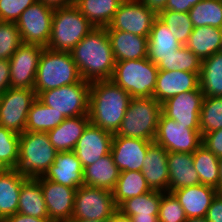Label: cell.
I'll list each match as a JSON object with an SVG mask.
<instances>
[{"label":"cell","instance_id":"7bdbcfd3","mask_svg":"<svg viewBox=\"0 0 222 222\" xmlns=\"http://www.w3.org/2000/svg\"><path fill=\"white\" fill-rule=\"evenodd\" d=\"M186 215L176 197L170 192H161V202L158 213L159 222H185Z\"/></svg>","mask_w":222,"mask_h":222},{"label":"cell","instance_id":"680465c9","mask_svg":"<svg viewBox=\"0 0 222 222\" xmlns=\"http://www.w3.org/2000/svg\"><path fill=\"white\" fill-rule=\"evenodd\" d=\"M9 168L0 161V175L4 174Z\"/></svg>","mask_w":222,"mask_h":222},{"label":"cell","instance_id":"9a60e30c","mask_svg":"<svg viewBox=\"0 0 222 222\" xmlns=\"http://www.w3.org/2000/svg\"><path fill=\"white\" fill-rule=\"evenodd\" d=\"M203 98L200 88L183 92L163 102L161 112L178 124L186 125V128L200 130L199 118Z\"/></svg>","mask_w":222,"mask_h":222},{"label":"cell","instance_id":"7c38bea8","mask_svg":"<svg viewBox=\"0 0 222 222\" xmlns=\"http://www.w3.org/2000/svg\"><path fill=\"white\" fill-rule=\"evenodd\" d=\"M154 142L167 152L194 153L202 145V135L161 112Z\"/></svg>","mask_w":222,"mask_h":222},{"label":"cell","instance_id":"603a6c76","mask_svg":"<svg viewBox=\"0 0 222 222\" xmlns=\"http://www.w3.org/2000/svg\"><path fill=\"white\" fill-rule=\"evenodd\" d=\"M115 62L148 56V38L125 31L107 30Z\"/></svg>","mask_w":222,"mask_h":222},{"label":"cell","instance_id":"52a82bcc","mask_svg":"<svg viewBox=\"0 0 222 222\" xmlns=\"http://www.w3.org/2000/svg\"><path fill=\"white\" fill-rule=\"evenodd\" d=\"M159 69L148 58L115 62L111 80L132 98L153 97Z\"/></svg>","mask_w":222,"mask_h":222},{"label":"cell","instance_id":"4316f807","mask_svg":"<svg viewBox=\"0 0 222 222\" xmlns=\"http://www.w3.org/2000/svg\"><path fill=\"white\" fill-rule=\"evenodd\" d=\"M120 171L109 153L83 170L84 185L113 191Z\"/></svg>","mask_w":222,"mask_h":222},{"label":"cell","instance_id":"d6986e66","mask_svg":"<svg viewBox=\"0 0 222 222\" xmlns=\"http://www.w3.org/2000/svg\"><path fill=\"white\" fill-rule=\"evenodd\" d=\"M200 73L159 70L153 98L159 103L177 94L200 88Z\"/></svg>","mask_w":222,"mask_h":222},{"label":"cell","instance_id":"816d5d0a","mask_svg":"<svg viewBox=\"0 0 222 222\" xmlns=\"http://www.w3.org/2000/svg\"><path fill=\"white\" fill-rule=\"evenodd\" d=\"M43 2L45 5L56 9L61 7H66L74 4V0H38Z\"/></svg>","mask_w":222,"mask_h":222},{"label":"cell","instance_id":"4fadbf2b","mask_svg":"<svg viewBox=\"0 0 222 222\" xmlns=\"http://www.w3.org/2000/svg\"><path fill=\"white\" fill-rule=\"evenodd\" d=\"M157 14L139 0L123 1L113 16L107 30L129 32L142 37H149Z\"/></svg>","mask_w":222,"mask_h":222},{"label":"cell","instance_id":"681fc988","mask_svg":"<svg viewBox=\"0 0 222 222\" xmlns=\"http://www.w3.org/2000/svg\"><path fill=\"white\" fill-rule=\"evenodd\" d=\"M4 222H52L49 218H36L21 213H15L7 217Z\"/></svg>","mask_w":222,"mask_h":222},{"label":"cell","instance_id":"6da1fadb","mask_svg":"<svg viewBox=\"0 0 222 222\" xmlns=\"http://www.w3.org/2000/svg\"><path fill=\"white\" fill-rule=\"evenodd\" d=\"M70 54L84 81L111 79L115 60L106 28H94Z\"/></svg>","mask_w":222,"mask_h":222},{"label":"cell","instance_id":"e0dca14e","mask_svg":"<svg viewBox=\"0 0 222 222\" xmlns=\"http://www.w3.org/2000/svg\"><path fill=\"white\" fill-rule=\"evenodd\" d=\"M153 142L113 135L110 154L119 171H141L147 149Z\"/></svg>","mask_w":222,"mask_h":222},{"label":"cell","instance_id":"e575fe53","mask_svg":"<svg viewBox=\"0 0 222 222\" xmlns=\"http://www.w3.org/2000/svg\"><path fill=\"white\" fill-rule=\"evenodd\" d=\"M192 155L200 184L214 187L220 193L219 158L204 145H201Z\"/></svg>","mask_w":222,"mask_h":222},{"label":"cell","instance_id":"f907efd6","mask_svg":"<svg viewBox=\"0 0 222 222\" xmlns=\"http://www.w3.org/2000/svg\"><path fill=\"white\" fill-rule=\"evenodd\" d=\"M141 1L147 8L154 11L156 14L165 10L167 0H139Z\"/></svg>","mask_w":222,"mask_h":222},{"label":"cell","instance_id":"f35d334b","mask_svg":"<svg viewBox=\"0 0 222 222\" xmlns=\"http://www.w3.org/2000/svg\"><path fill=\"white\" fill-rule=\"evenodd\" d=\"M199 127L201 135L222 128V97L203 98Z\"/></svg>","mask_w":222,"mask_h":222},{"label":"cell","instance_id":"30bf717a","mask_svg":"<svg viewBox=\"0 0 222 222\" xmlns=\"http://www.w3.org/2000/svg\"><path fill=\"white\" fill-rule=\"evenodd\" d=\"M36 98L34 89L8 88L0 96V126L22 134L27 124V114Z\"/></svg>","mask_w":222,"mask_h":222},{"label":"cell","instance_id":"7a4b0ae2","mask_svg":"<svg viewBox=\"0 0 222 222\" xmlns=\"http://www.w3.org/2000/svg\"><path fill=\"white\" fill-rule=\"evenodd\" d=\"M131 96L111 79L90 83L89 120L115 134L127 111Z\"/></svg>","mask_w":222,"mask_h":222},{"label":"cell","instance_id":"7dc6e473","mask_svg":"<svg viewBox=\"0 0 222 222\" xmlns=\"http://www.w3.org/2000/svg\"><path fill=\"white\" fill-rule=\"evenodd\" d=\"M200 1L202 0H167L165 10L188 13Z\"/></svg>","mask_w":222,"mask_h":222},{"label":"cell","instance_id":"5b68a950","mask_svg":"<svg viewBox=\"0 0 222 222\" xmlns=\"http://www.w3.org/2000/svg\"><path fill=\"white\" fill-rule=\"evenodd\" d=\"M94 28L74 4L56 8L50 39L45 48L56 52H70Z\"/></svg>","mask_w":222,"mask_h":222},{"label":"cell","instance_id":"f1b7e54d","mask_svg":"<svg viewBox=\"0 0 222 222\" xmlns=\"http://www.w3.org/2000/svg\"><path fill=\"white\" fill-rule=\"evenodd\" d=\"M185 46L204 60L222 51V29L212 26L193 28Z\"/></svg>","mask_w":222,"mask_h":222},{"label":"cell","instance_id":"db71d44e","mask_svg":"<svg viewBox=\"0 0 222 222\" xmlns=\"http://www.w3.org/2000/svg\"><path fill=\"white\" fill-rule=\"evenodd\" d=\"M132 222H159L158 216H130Z\"/></svg>","mask_w":222,"mask_h":222},{"label":"cell","instance_id":"d6a6232c","mask_svg":"<svg viewBox=\"0 0 222 222\" xmlns=\"http://www.w3.org/2000/svg\"><path fill=\"white\" fill-rule=\"evenodd\" d=\"M66 118L53 108L46 106L36 98L27 114L25 131L48 132L62 123Z\"/></svg>","mask_w":222,"mask_h":222},{"label":"cell","instance_id":"8d00e7d4","mask_svg":"<svg viewBox=\"0 0 222 222\" xmlns=\"http://www.w3.org/2000/svg\"><path fill=\"white\" fill-rule=\"evenodd\" d=\"M188 13L194 28L202 26L222 28V0H202Z\"/></svg>","mask_w":222,"mask_h":222},{"label":"cell","instance_id":"484cf974","mask_svg":"<svg viewBox=\"0 0 222 222\" xmlns=\"http://www.w3.org/2000/svg\"><path fill=\"white\" fill-rule=\"evenodd\" d=\"M181 46L167 25L156 18L148 37L147 58L157 65L162 57H169Z\"/></svg>","mask_w":222,"mask_h":222},{"label":"cell","instance_id":"836d02e7","mask_svg":"<svg viewBox=\"0 0 222 222\" xmlns=\"http://www.w3.org/2000/svg\"><path fill=\"white\" fill-rule=\"evenodd\" d=\"M149 191L151 189L141 171H122L112 191V195L118 207L123 201Z\"/></svg>","mask_w":222,"mask_h":222},{"label":"cell","instance_id":"1f68e13d","mask_svg":"<svg viewBox=\"0 0 222 222\" xmlns=\"http://www.w3.org/2000/svg\"><path fill=\"white\" fill-rule=\"evenodd\" d=\"M199 79L204 97H222V51L202 60Z\"/></svg>","mask_w":222,"mask_h":222},{"label":"cell","instance_id":"60d3db41","mask_svg":"<svg viewBox=\"0 0 222 222\" xmlns=\"http://www.w3.org/2000/svg\"><path fill=\"white\" fill-rule=\"evenodd\" d=\"M19 136L0 126V161L9 169H16L19 159Z\"/></svg>","mask_w":222,"mask_h":222},{"label":"cell","instance_id":"9f6ffc18","mask_svg":"<svg viewBox=\"0 0 222 222\" xmlns=\"http://www.w3.org/2000/svg\"><path fill=\"white\" fill-rule=\"evenodd\" d=\"M219 171H220V193H222V157L219 158Z\"/></svg>","mask_w":222,"mask_h":222},{"label":"cell","instance_id":"ffe728a7","mask_svg":"<svg viewBox=\"0 0 222 222\" xmlns=\"http://www.w3.org/2000/svg\"><path fill=\"white\" fill-rule=\"evenodd\" d=\"M167 160L168 152L161 145L153 142L148 147L141 172L151 190L169 192Z\"/></svg>","mask_w":222,"mask_h":222},{"label":"cell","instance_id":"9c48e42d","mask_svg":"<svg viewBox=\"0 0 222 222\" xmlns=\"http://www.w3.org/2000/svg\"><path fill=\"white\" fill-rule=\"evenodd\" d=\"M117 210L111 191L83 185L76 189L72 220H110Z\"/></svg>","mask_w":222,"mask_h":222},{"label":"cell","instance_id":"7402d4cb","mask_svg":"<svg viewBox=\"0 0 222 222\" xmlns=\"http://www.w3.org/2000/svg\"><path fill=\"white\" fill-rule=\"evenodd\" d=\"M83 170L74 151L58 152L54 163L43 177L64 186L78 188L84 185Z\"/></svg>","mask_w":222,"mask_h":222},{"label":"cell","instance_id":"b9f144b4","mask_svg":"<svg viewBox=\"0 0 222 222\" xmlns=\"http://www.w3.org/2000/svg\"><path fill=\"white\" fill-rule=\"evenodd\" d=\"M21 44L17 25L13 22L0 21V60L10 59Z\"/></svg>","mask_w":222,"mask_h":222},{"label":"cell","instance_id":"f546056e","mask_svg":"<svg viewBox=\"0 0 222 222\" xmlns=\"http://www.w3.org/2000/svg\"><path fill=\"white\" fill-rule=\"evenodd\" d=\"M17 212L36 218H49L41 190L40 177L27 178L23 182Z\"/></svg>","mask_w":222,"mask_h":222},{"label":"cell","instance_id":"277c9868","mask_svg":"<svg viewBox=\"0 0 222 222\" xmlns=\"http://www.w3.org/2000/svg\"><path fill=\"white\" fill-rule=\"evenodd\" d=\"M58 151L47 132L24 131L19 136V159L16 169L27 178L44 176Z\"/></svg>","mask_w":222,"mask_h":222},{"label":"cell","instance_id":"d4e9b609","mask_svg":"<svg viewBox=\"0 0 222 222\" xmlns=\"http://www.w3.org/2000/svg\"><path fill=\"white\" fill-rule=\"evenodd\" d=\"M89 123V115L69 117L47 134L51 144L58 152L73 151Z\"/></svg>","mask_w":222,"mask_h":222},{"label":"cell","instance_id":"83f0119b","mask_svg":"<svg viewBox=\"0 0 222 222\" xmlns=\"http://www.w3.org/2000/svg\"><path fill=\"white\" fill-rule=\"evenodd\" d=\"M26 179L17 169H8L0 175V220L17 213L19 193Z\"/></svg>","mask_w":222,"mask_h":222},{"label":"cell","instance_id":"ee69618b","mask_svg":"<svg viewBox=\"0 0 222 222\" xmlns=\"http://www.w3.org/2000/svg\"><path fill=\"white\" fill-rule=\"evenodd\" d=\"M37 0H0V21L16 23L19 16Z\"/></svg>","mask_w":222,"mask_h":222},{"label":"cell","instance_id":"4dcf8cb0","mask_svg":"<svg viewBox=\"0 0 222 222\" xmlns=\"http://www.w3.org/2000/svg\"><path fill=\"white\" fill-rule=\"evenodd\" d=\"M121 0H75L74 5L95 27L105 28L117 12Z\"/></svg>","mask_w":222,"mask_h":222},{"label":"cell","instance_id":"ab89813d","mask_svg":"<svg viewBox=\"0 0 222 222\" xmlns=\"http://www.w3.org/2000/svg\"><path fill=\"white\" fill-rule=\"evenodd\" d=\"M157 18L167 25L181 45H185L193 31V25L189 13H180L172 10H163L157 14Z\"/></svg>","mask_w":222,"mask_h":222},{"label":"cell","instance_id":"bcb514c9","mask_svg":"<svg viewBox=\"0 0 222 222\" xmlns=\"http://www.w3.org/2000/svg\"><path fill=\"white\" fill-rule=\"evenodd\" d=\"M208 222H222V193H217L207 211Z\"/></svg>","mask_w":222,"mask_h":222},{"label":"cell","instance_id":"2e32d148","mask_svg":"<svg viewBox=\"0 0 222 222\" xmlns=\"http://www.w3.org/2000/svg\"><path fill=\"white\" fill-rule=\"evenodd\" d=\"M40 185L49 219L52 222L71 221L77 188L61 185L43 176L40 177Z\"/></svg>","mask_w":222,"mask_h":222},{"label":"cell","instance_id":"5bb4252c","mask_svg":"<svg viewBox=\"0 0 222 222\" xmlns=\"http://www.w3.org/2000/svg\"><path fill=\"white\" fill-rule=\"evenodd\" d=\"M45 47L22 43L9 59L10 87L34 89L36 72Z\"/></svg>","mask_w":222,"mask_h":222},{"label":"cell","instance_id":"ac0fdd59","mask_svg":"<svg viewBox=\"0 0 222 222\" xmlns=\"http://www.w3.org/2000/svg\"><path fill=\"white\" fill-rule=\"evenodd\" d=\"M113 135L92 123L87 125L73 150L83 169L110 153Z\"/></svg>","mask_w":222,"mask_h":222},{"label":"cell","instance_id":"6f0895ef","mask_svg":"<svg viewBox=\"0 0 222 222\" xmlns=\"http://www.w3.org/2000/svg\"><path fill=\"white\" fill-rule=\"evenodd\" d=\"M69 222H109V220H71Z\"/></svg>","mask_w":222,"mask_h":222},{"label":"cell","instance_id":"3957f363","mask_svg":"<svg viewBox=\"0 0 222 222\" xmlns=\"http://www.w3.org/2000/svg\"><path fill=\"white\" fill-rule=\"evenodd\" d=\"M82 80L70 52H56L44 48L38 63L34 90L41 92L56 89Z\"/></svg>","mask_w":222,"mask_h":222},{"label":"cell","instance_id":"f6af8a7d","mask_svg":"<svg viewBox=\"0 0 222 222\" xmlns=\"http://www.w3.org/2000/svg\"><path fill=\"white\" fill-rule=\"evenodd\" d=\"M202 145L218 158L222 157V128L202 135Z\"/></svg>","mask_w":222,"mask_h":222},{"label":"cell","instance_id":"cb8c5ba5","mask_svg":"<svg viewBox=\"0 0 222 222\" xmlns=\"http://www.w3.org/2000/svg\"><path fill=\"white\" fill-rule=\"evenodd\" d=\"M169 192L200 184L192 153L168 152Z\"/></svg>","mask_w":222,"mask_h":222},{"label":"cell","instance_id":"8fae6325","mask_svg":"<svg viewBox=\"0 0 222 222\" xmlns=\"http://www.w3.org/2000/svg\"><path fill=\"white\" fill-rule=\"evenodd\" d=\"M54 10L37 0L21 13L15 24L19 29L22 43L47 46Z\"/></svg>","mask_w":222,"mask_h":222},{"label":"cell","instance_id":"74e56055","mask_svg":"<svg viewBox=\"0 0 222 222\" xmlns=\"http://www.w3.org/2000/svg\"><path fill=\"white\" fill-rule=\"evenodd\" d=\"M202 60L196 56L189 48L182 45L169 57H162V61L157 64L159 70L165 71H188L200 73Z\"/></svg>","mask_w":222,"mask_h":222},{"label":"cell","instance_id":"ba28073f","mask_svg":"<svg viewBox=\"0 0 222 222\" xmlns=\"http://www.w3.org/2000/svg\"><path fill=\"white\" fill-rule=\"evenodd\" d=\"M90 82L83 79L78 83L65 85L41 92L37 98L65 118L88 115Z\"/></svg>","mask_w":222,"mask_h":222},{"label":"cell","instance_id":"8992f818","mask_svg":"<svg viewBox=\"0 0 222 222\" xmlns=\"http://www.w3.org/2000/svg\"><path fill=\"white\" fill-rule=\"evenodd\" d=\"M160 114L161 103L153 97L131 98L114 135L154 141Z\"/></svg>","mask_w":222,"mask_h":222},{"label":"cell","instance_id":"f5cc1de1","mask_svg":"<svg viewBox=\"0 0 222 222\" xmlns=\"http://www.w3.org/2000/svg\"><path fill=\"white\" fill-rule=\"evenodd\" d=\"M109 222H132L131 218L123 215L120 211H116L112 217L110 218Z\"/></svg>","mask_w":222,"mask_h":222},{"label":"cell","instance_id":"c3c4849f","mask_svg":"<svg viewBox=\"0 0 222 222\" xmlns=\"http://www.w3.org/2000/svg\"><path fill=\"white\" fill-rule=\"evenodd\" d=\"M10 88L9 59L0 60V96Z\"/></svg>","mask_w":222,"mask_h":222},{"label":"cell","instance_id":"44dd1931","mask_svg":"<svg viewBox=\"0 0 222 222\" xmlns=\"http://www.w3.org/2000/svg\"><path fill=\"white\" fill-rule=\"evenodd\" d=\"M172 193L184 209L186 218L206 217L213 198L218 193L214 187L197 184L173 190Z\"/></svg>","mask_w":222,"mask_h":222},{"label":"cell","instance_id":"11a10c76","mask_svg":"<svg viewBox=\"0 0 222 222\" xmlns=\"http://www.w3.org/2000/svg\"><path fill=\"white\" fill-rule=\"evenodd\" d=\"M185 222H208L205 217L201 218H187Z\"/></svg>","mask_w":222,"mask_h":222},{"label":"cell","instance_id":"d590c367","mask_svg":"<svg viewBox=\"0 0 222 222\" xmlns=\"http://www.w3.org/2000/svg\"><path fill=\"white\" fill-rule=\"evenodd\" d=\"M161 191L151 190L145 194L129 198L118 206V211L130 216H158Z\"/></svg>","mask_w":222,"mask_h":222}]
</instances>
